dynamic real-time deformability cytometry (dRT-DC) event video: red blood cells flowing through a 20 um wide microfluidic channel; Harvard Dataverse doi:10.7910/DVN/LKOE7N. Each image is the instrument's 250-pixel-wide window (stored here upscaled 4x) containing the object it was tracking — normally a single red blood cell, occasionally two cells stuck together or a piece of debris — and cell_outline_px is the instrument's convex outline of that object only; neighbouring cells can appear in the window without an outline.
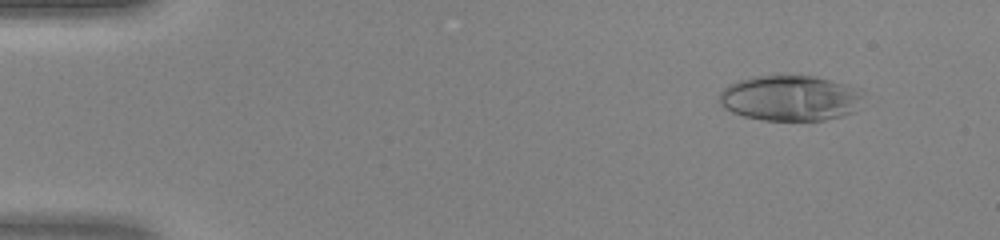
{"species": "human", "species_latin": "Homo sapiens", "temperature_condition": "warm", "stored_images_in_passage": 47, "camera_frame_rate_fps": 3000, "um_per_image_px": 0.085, "donor": {"sex": "female"}, "frame": {"image": 1, "passage_image": 5, "time_ms": 1.333, "image_size_px": [1000, 240], "cell_outline_px": [[864, 88], [856, 112], [824, 120], [760, 120], [744, 116], [732, 112], [724, 108], [720, 104], [720, 92], [728, 84], [752, 76], [816, 76]], "centroid_in_image_um": [67.2, 8.33], "position_along_channel_um": 17.8, "area_um2": 38.49}}
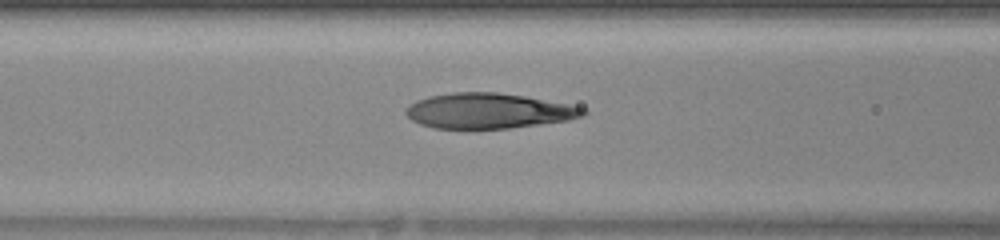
{"frame": {"image": 2, "passage_image": 20, "time_ms": 6.333, "image_size_px": [1000, 240], "cell_outline_px": [[588, 112], [584, 116], [568, 120], [540, 124], [508, 128], [432, 128], [420, 124], [412, 120], [404, 112], [404, 108], [408, 104], [416, 100], [428, 96], [452, 92], [496, 92], [524, 96], [568, 104], [584, 108]], "centroid_in_image_um": [41.48, 9.42], "position_along_channel_um": 125.1, "area_um2": 36.47}}
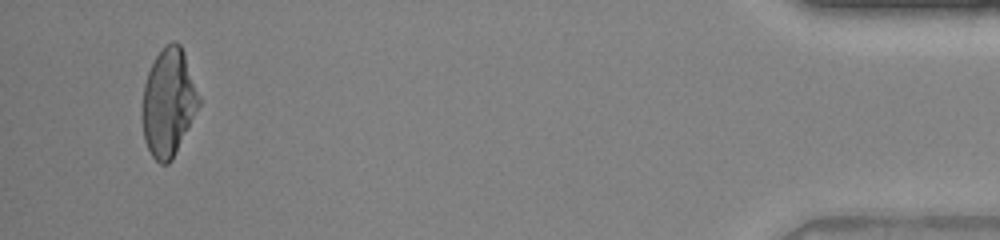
{"frame": {"image": 3, "passage_image": 45, "time_ms": 14.667, "image_size_px": [1000, 240], "cell_outline_px": [[200, 104], [172, 160], [168, 164], [160, 164], [152, 156], [144, 140], [140, 116], [140, 108], [144, 84], [148, 72], [156, 56], [172, 40], [176, 40], [180, 44], [184, 52], [200, 96]], "centroid_in_image_um": [14.29, 8.73], "position_along_channel_um": 420.9, "area_um2": 35.78}}